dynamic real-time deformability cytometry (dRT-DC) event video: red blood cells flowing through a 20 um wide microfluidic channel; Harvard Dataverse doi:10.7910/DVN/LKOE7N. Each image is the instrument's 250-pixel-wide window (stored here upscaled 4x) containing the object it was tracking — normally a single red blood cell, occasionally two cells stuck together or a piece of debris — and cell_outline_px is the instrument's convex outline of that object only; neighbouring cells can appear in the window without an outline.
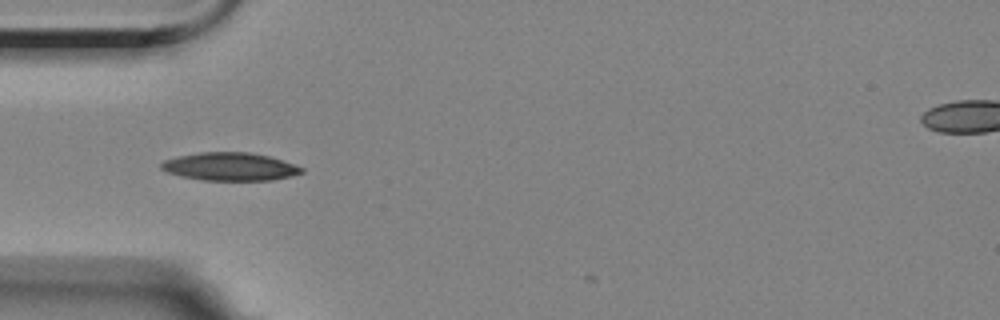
{"species": "Egyptian fruit bat (a non-hibernating species)", "species_latin": "Rousettus aegyptiacus", "temperature_condition": "room temperature", "stored_images_in_passage": 33, "camera_frame_rate_fps": 3000, "um_per_image_px": 0.085, "animal": {"sex": "female"}, "frame": {"image": 1, "passage_image": 1, "time_ms": 0.0, "image_size_px": [1000, 320], "cell_outline_px": [[304, 172], [292, 176], [272, 180], [204, 180], [180, 176], [168, 172], [160, 168], [160, 164], [164, 160], [176, 156], [200, 152], [248, 152], [268, 156], [304, 168]], "centroid_in_image_um": [19.52, 14.16], "position_along_channel_um": 65.5, "area_um2": 22.83}}
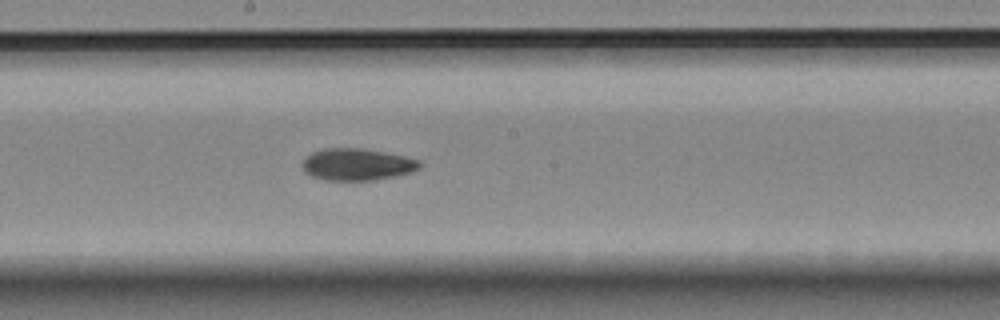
{"frame": {"image": 2, "passage_image": 14, "time_ms": 4.333, "image_size_px": [1000, 320], "cell_outline_px": [[420, 168], [412, 172], [396, 176], [372, 180], [324, 180], [312, 176], [304, 172], [300, 164], [304, 156], [312, 152], [324, 148], [360, 148], [384, 152], [404, 156], [420, 160]], "centroid_in_image_um": [30.3, 13.97], "position_along_channel_um": 217.9, "area_um2": 22.02}}
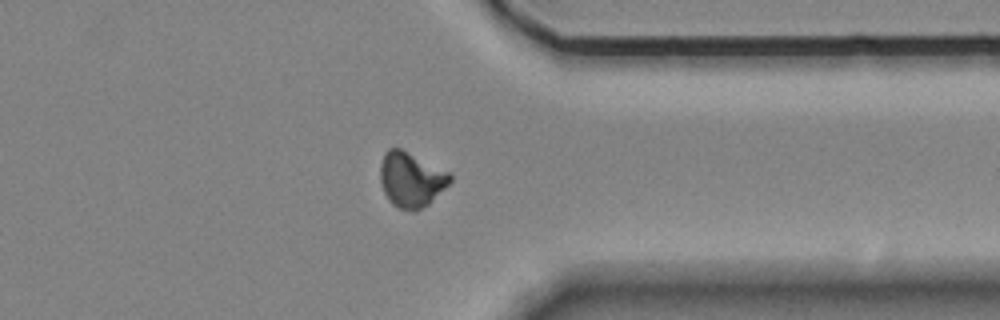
{"frame": {"image": 3, "passage_image": 28, "time_ms": 9.0, "image_size_px": [1000, 320], "cell_outline_px": [[452, 180], [428, 204], [420, 208], [400, 208], [392, 204], [384, 192], [380, 180], [380, 164], [384, 152], [388, 148], [400, 148], [448, 172], [452, 176]], "centroid_in_image_um": [34.91, 15.22], "position_along_channel_um": 376.5, "area_um2": 21.73}}